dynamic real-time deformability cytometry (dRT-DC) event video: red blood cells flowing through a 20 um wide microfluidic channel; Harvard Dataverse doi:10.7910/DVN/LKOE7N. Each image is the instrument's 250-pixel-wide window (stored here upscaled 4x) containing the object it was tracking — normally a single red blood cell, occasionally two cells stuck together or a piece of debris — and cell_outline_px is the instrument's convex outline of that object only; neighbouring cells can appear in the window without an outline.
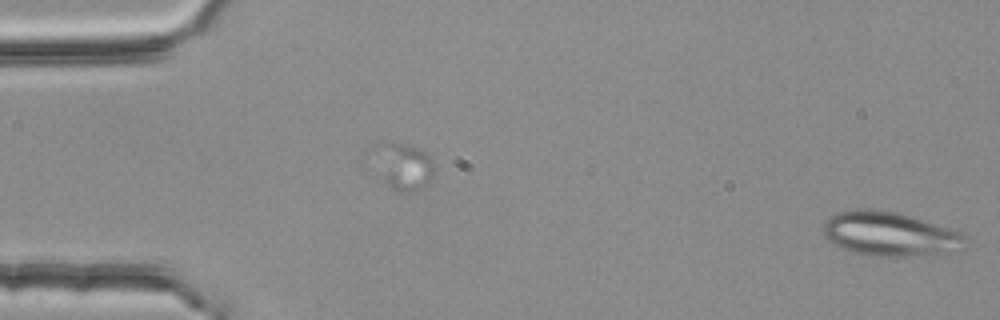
{"species": "common noctule bat (a hibernating species)", "species_latin": "Nyctalus noctula", "temperature_condition": "room temperature", "stored_images_in_passage": 14, "camera_frame_rate_fps": 3000, "um_per_image_px": 0.085, "animal": {"sex": "female", "body_mass_g": 25.1}, "frame": {"image": 1, "passage_image": 1, "time_ms": 0.0, "image_size_px": [1000, 320], "cell_outline_px": [[964, 248], [948, 252], [900, 256], [876, 256], [856, 252], [844, 248], [828, 240], [824, 236], [824, 224], [836, 212], [856, 208], [868, 208], [900, 212], [956, 232], [964, 236]], "centroid_in_image_um": [75.57, 19.86], "position_along_channel_um": 9.4, "area_um2": 35.66}}